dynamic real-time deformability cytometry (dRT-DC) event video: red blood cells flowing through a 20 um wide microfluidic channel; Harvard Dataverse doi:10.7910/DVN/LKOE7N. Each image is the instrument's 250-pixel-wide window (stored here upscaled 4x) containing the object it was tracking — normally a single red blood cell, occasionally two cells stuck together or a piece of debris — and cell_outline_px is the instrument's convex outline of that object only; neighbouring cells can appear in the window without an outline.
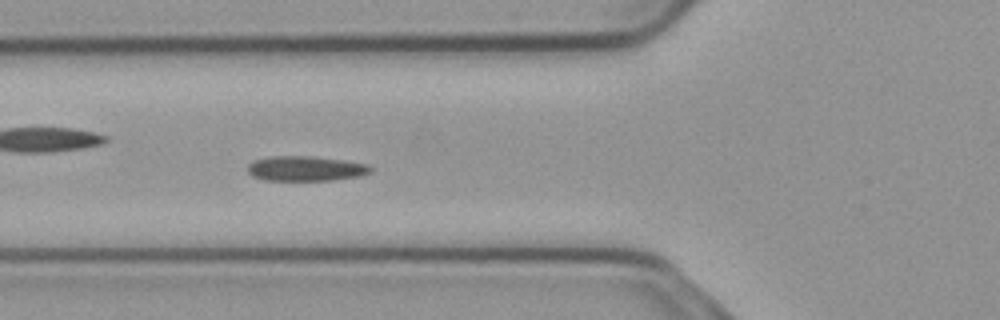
{"species": "common noctule bat (a hibernating species)", "species_latin": "Nyctalus noctula", "temperature_condition": "cold", "stored_images_in_passage": 56, "camera_frame_rate_fps": 3000, "um_per_image_px": 0.085, "animal": {"sex": "male", "body_mass_g": 23.1, "forearm_length_mm": 52.7}, "frame": {"image": 1, "passage_image": 20, "time_ms": 6.333, "image_size_px": [1000, 320], "cell_outline_px": [[372, 172], [360, 176], [332, 180], [264, 180], [252, 176], [248, 172], [248, 164], [252, 160], [268, 156], [312, 156], [368, 164], [372, 168]], "centroid_in_image_um": [25.95, 14.32], "position_along_channel_um": 99.9, "area_um2": 17.92}}
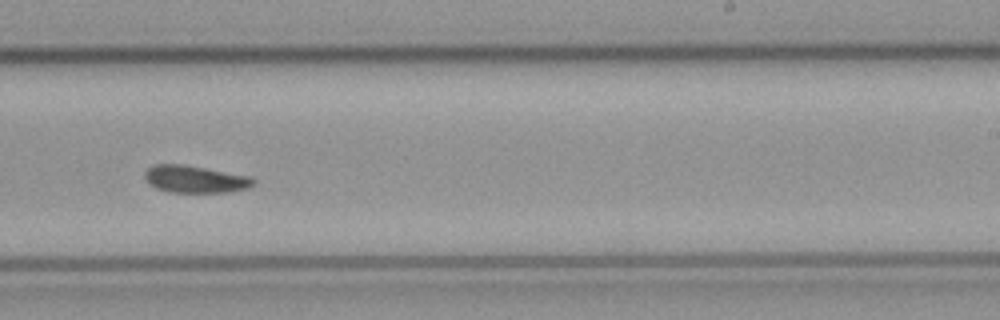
{"frame": {"image": 2, "passage_image": 34, "time_ms": 11.0, "image_size_px": [1000, 320], "cell_outline_px": [[256, 180], [248, 188], [228, 192], [168, 192], [156, 188], [148, 184], [144, 176], [144, 172], [152, 164], [184, 164], [248, 176]], "centroid_in_image_um": [16.52, 15.22], "position_along_channel_um": 272.5, "area_um2": 17.22}}
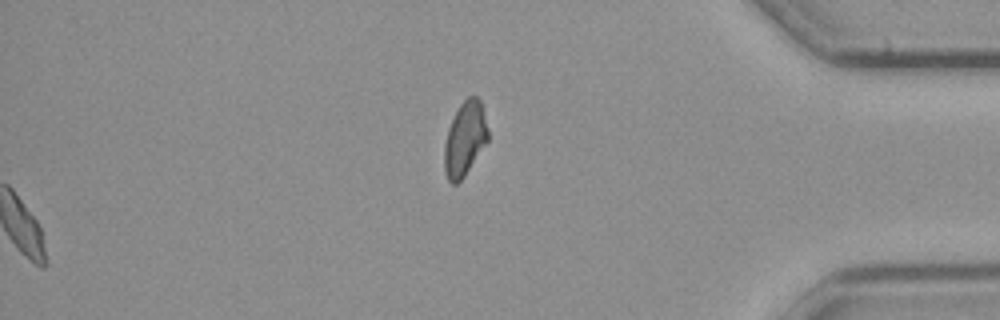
{"frame": {"image": 3, "passage_image": 56, "time_ms": 18.333, "image_size_px": [1000, 320], "cell_outline_px": [[488, 140], [464, 176], [456, 184], [452, 184], [448, 180], [444, 168], [444, 144], [448, 128], [460, 104], [468, 96], [476, 96], [480, 100], [488, 128]], "centroid_in_image_um": [39.5, 11.8], "position_along_channel_um": 395.7, "area_um2": 18.67}}